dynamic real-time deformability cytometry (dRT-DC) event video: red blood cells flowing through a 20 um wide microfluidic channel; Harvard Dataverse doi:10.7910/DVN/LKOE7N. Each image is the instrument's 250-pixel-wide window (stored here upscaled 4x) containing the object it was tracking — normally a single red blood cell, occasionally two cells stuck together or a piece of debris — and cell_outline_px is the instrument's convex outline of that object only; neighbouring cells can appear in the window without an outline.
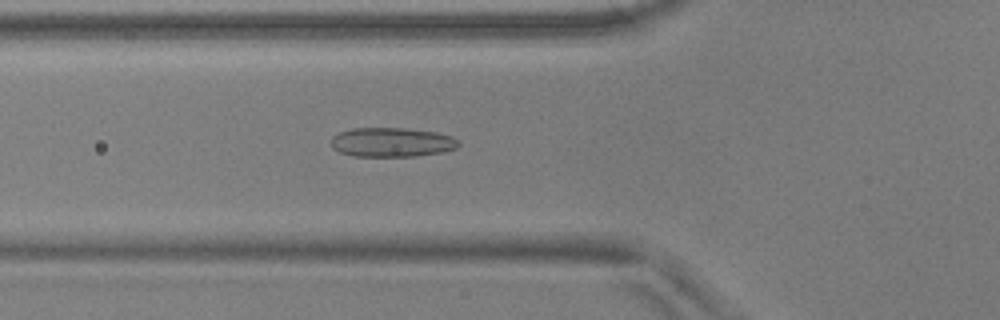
{"species": "common noctule bat (a hibernating species)", "species_latin": "Nyctalus noctula", "temperature_condition": "warm", "stored_images_in_passage": 55, "camera_frame_rate_fps": 3000, "um_per_image_px": 0.085, "animal": {"sex": "male", "body_mass_g": 17.9, "forearm_length_mm": 54.2}, "frame": {"image": 1, "passage_image": 20, "time_ms": 6.333, "image_size_px": [1000, 320], "cell_outline_px": [[460, 144], [456, 148], [444, 152], [416, 156], [352, 156], [340, 152], [332, 148], [332, 136], [340, 132], [352, 128], [404, 128], [436, 132], [452, 136]], "centroid_in_image_um": [33.3, 12.09], "position_along_channel_um": 92.5, "area_um2": 21.79}}
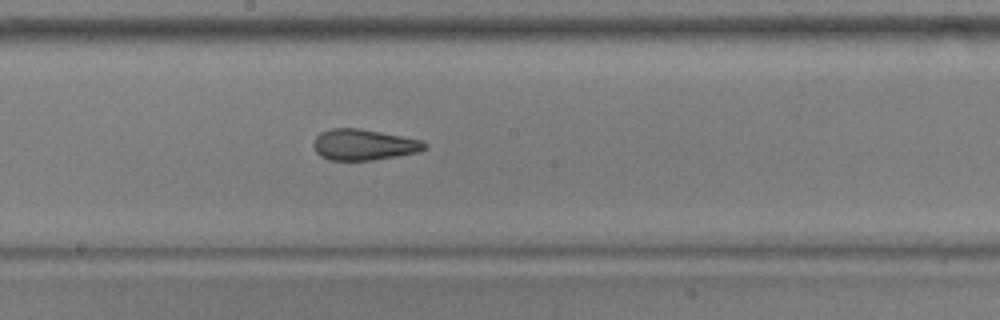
{"frame": {"image": 2, "passage_image": 30, "time_ms": 9.667, "image_size_px": [1000, 320], "cell_outline_px": [[428, 148], [420, 152], [372, 160], [328, 160], [320, 156], [316, 152], [312, 144], [316, 136], [320, 132], [332, 128], [360, 128], [420, 140], [428, 144]], "centroid_in_image_um": [30.9, 12.3], "position_along_channel_um": 217.3, "area_um2": 20.11}}
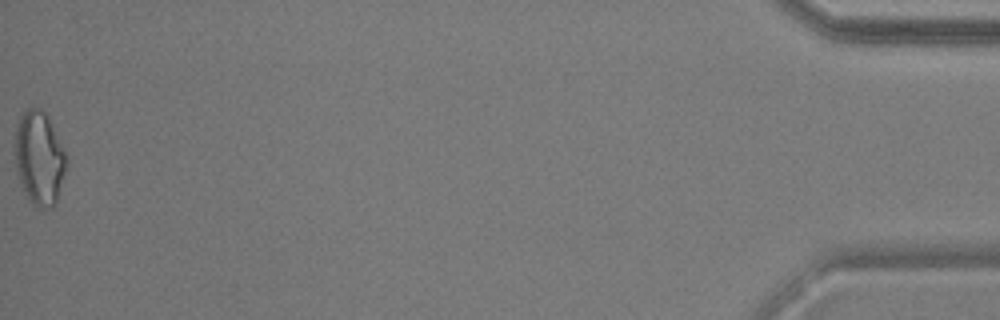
{"frame": {"image": 3, "passage_image": 55, "time_ms": 18.0, "image_size_px": [1000, 320], "cell_outline_px": [[68, 160], [56, 200], [52, 208], [40, 208], [32, 204], [28, 200], [20, 184], [16, 168], [12, 144], [16, 128], [20, 116], [28, 108], [40, 108], [48, 116], [68, 156]], "centroid_in_image_um": [3.31, 13.43], "position_along_channel_um": 431.9, "area_um2": 28.55}, "authors_computed_cell_mechanics": {"area_um2": 21.9062, "velocity_mm_per_s": 3.7172, "shape_relaxation_time_tau1_ms": null, "shape_relaxation_time_tau2_ms": 1.8504, "deformation_change_tau1": null, "deformation_change_tau2": 0.0918}}